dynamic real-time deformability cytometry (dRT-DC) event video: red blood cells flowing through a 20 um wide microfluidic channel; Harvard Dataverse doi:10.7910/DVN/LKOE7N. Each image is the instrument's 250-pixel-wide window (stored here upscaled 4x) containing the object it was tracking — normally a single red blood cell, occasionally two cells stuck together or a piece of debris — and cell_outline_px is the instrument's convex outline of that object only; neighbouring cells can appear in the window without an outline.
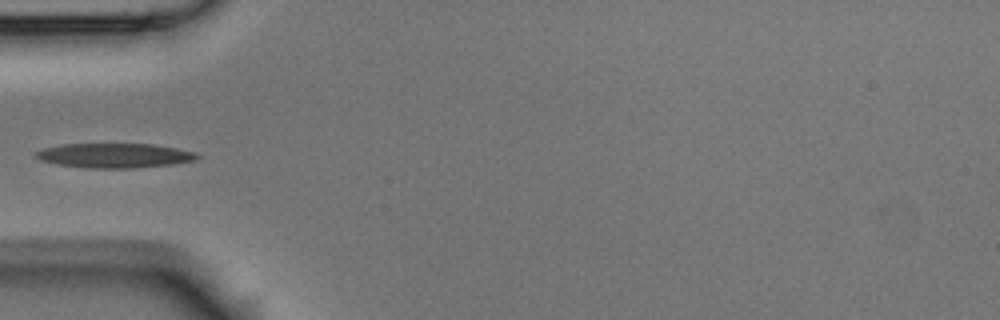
{"species": "Egyptian fruit bat (a non-hibernating species)", "species_latin": "Rousettus aegyptiacus", "temperature_condition": "room temperature", "stored_images_in_passage": 2, "camera_frame_rate_fps": 3000, "um_per_image_px": 0.085, "animal": {"sex": "male"}, "frame": {"image": 1, "passage_image": 2, "time_ms": 2.0, "image_size_px": [1000, 320], "cell_outline_px": [[200, 156], [196, 160], [172, 164], [136, 168], [84, 168], [56, 164], [40, 160], [36, 156], [36, 152], [44, 148], [64, 144], [152, 144], [176, 148], [196, 152]], "centroid_in_image_um": [9.75, 13.22], "position_along_channel_um": 75.2, "area_um2": 23.06}}